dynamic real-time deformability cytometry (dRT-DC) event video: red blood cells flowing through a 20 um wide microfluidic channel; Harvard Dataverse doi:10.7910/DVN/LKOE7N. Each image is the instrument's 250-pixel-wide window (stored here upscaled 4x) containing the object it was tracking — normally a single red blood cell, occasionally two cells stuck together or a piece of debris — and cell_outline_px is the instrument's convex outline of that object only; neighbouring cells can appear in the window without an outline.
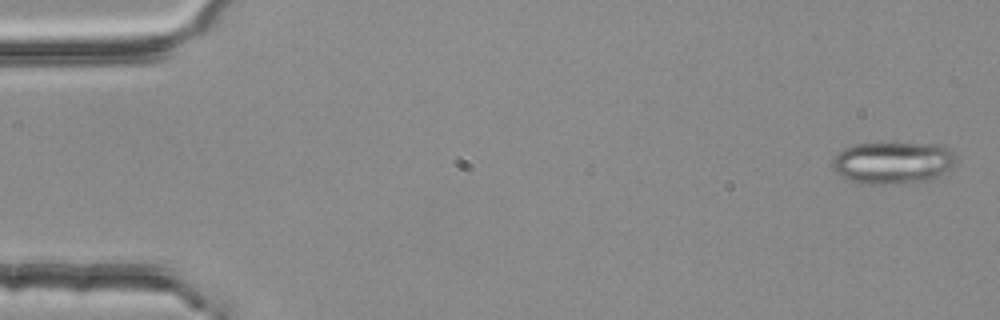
{"species": "common noctule bat (a hibernating species)", "species_latin": "Nyctalus noctula", "temperature_condition": "room temperature", "stored_images_in_passage": 4, "segment_of_instrument_passage": [2, 2], "camera_frame_rate_fps": 3000, "um_per_image_px": 0.085, "animal": {"sex": "female", "body_mass_g": 25.1}, "frame": {"image": 1, "passage_image": 4, "time_ms": 1.0, "image_size_px": [1000, 320], "cell_outline_px": [[956, 160], [952, 168], [936, 180], [884, 184], [860, 184], [836, 172], [832, 164], [832, 160], [844, 148], [856, 144], [940, 144], [952, 148], [956, 156]], "centroid_in_image_um": [75.99, 13.84], "position_along_channel_um": 9.0, "area_um2": 30.4}}